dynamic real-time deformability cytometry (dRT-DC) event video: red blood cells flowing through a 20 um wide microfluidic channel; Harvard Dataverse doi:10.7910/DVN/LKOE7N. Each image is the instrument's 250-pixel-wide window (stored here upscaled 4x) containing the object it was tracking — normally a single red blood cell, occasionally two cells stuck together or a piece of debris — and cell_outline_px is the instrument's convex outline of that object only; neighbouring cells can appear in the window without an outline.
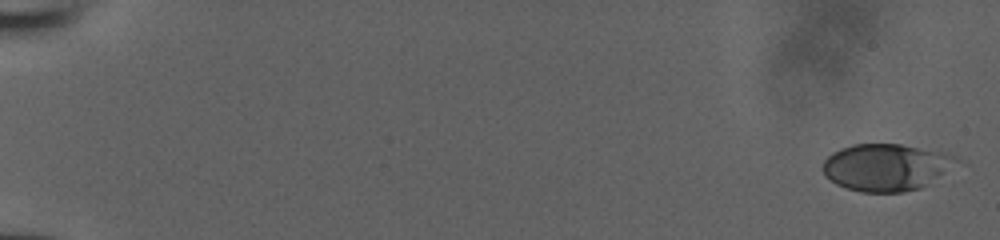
{"species": "human", "species_latin": "Homo sapiens", "temperature_condition": "room temperature", "stored_images_in_passage": 52, "camera_frame_rate_fps": 3000, "um_per_image_px": 0.085, "donor": {"sex": "male"}, "frame": {"image": 1, "passage_image": 1, "time_ms": 0.0, "image_size_px": [1000, 240], "cell_outline_px": [[940, 172], [936, 176], [920, 188], [904, 192], [860, 192], [836, 184], [824, 176], [820, 168], [824, 160], [832, 152], [840, 148], [852, 144], [900, 144], [916, 148], [928, 152], [940, 168]], "centroid_in_image_um": [74.8, 14.26], "position_along_channel_um": 10.2, "area_um2": 33.47}}
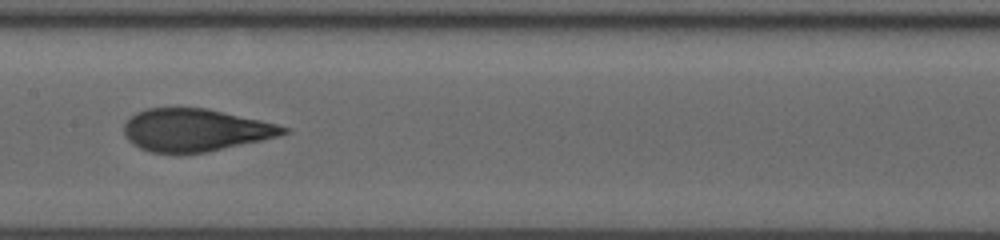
{"frame": {"image": 2, "passage_image": 29, "time_ms": 9.333, "image_size_px": [1000, 240], "cell_outline_px": [[292, 132], [260, 140], [204, 152], [176, 156], [152, 152], [140, 148], [132, 144], [124, 136], [124, 124], [136, 112], [148, 108], [208, 108], [260, 120], [276, 124], [288, 128]], "centroid_in_image_um": [16.54, 11.07], "position_along_channel_um": 190.9, "area_um2": 39.71}}
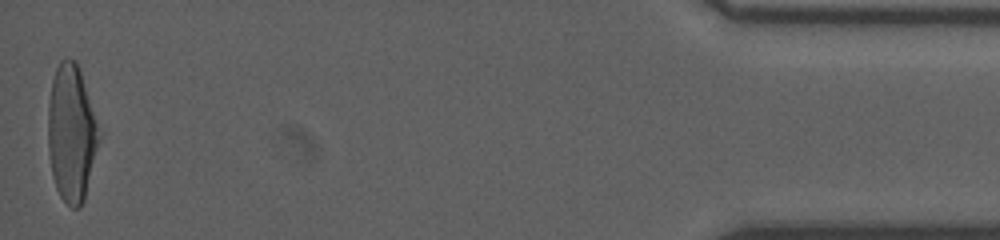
{"frame": {"image": 3, "passage_image": 52, "time_ms": 17.0, "image_size_px": [1000, 240], "cell_outline_px": [[100, 140], [84, 200], [80, 208], [72, 208], [60, 196], [56, 188], [52, 176], [48, 152], [48, 104], [52, 80], [56, 68], [60, 60], [76, 60], [80, 72], [100, 136]], "centroid_in_image_um": [6.04, 11.38], "position_along_channel_um": 429.2, "area_um2": 40.11}}